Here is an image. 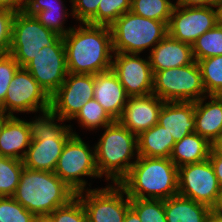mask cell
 Masks as SVG:
<instances>
[{"instance_id":"1","label":"cell","mask_w":222,"mask_h":222,"mask_svg":"<svg viewBox=\"0 0 222 222\" xmlns=\"http://www.w3.org/2000/svg\"><path fill=\"white\" fill-rule=\"evenodd\" d=\"M63 36L68 73L96 75L112 69V35L109 26L88 23Z\"/></svg>"},{"instance_id":"2","label":"cell","mask_w":222,"mask_h":222,"mask_svg":"<svg viewBox=\"0 0 222 222\" xmlns=\"http://www.w3.org/2000/svg\"><path fill=\"white\" fill-rule=\"evenodd\" d=\"M136 157L118 183L129 198L165 200L178 194V167L170 158Z\"/></svg>"},{"instance_id":"3","label":"cell","mask_w":222,"mask_h":222,"mask_svg":"<svg viewBox=\"0 0 222 222\" xmlns=\"http://www.w3.org/2000/svg\"><path fill=\"white\" fill-rule=\"evenodd\" d=\"M75 196L76 192L54 172L24 167L12 197L36 217H44Z\"/></svg>"},{"instance_id":"4","label":"cell","mask_w":222,"mask_h":222,"mask_svg":"<svg viewBox=\"0 0 222 222\" xmlns=\"http://www.w3.org/2000/svg\"><path fill=\"white\" fill-rule=\"evenodd\" d=\"M42 114L32 122L26 121L31 143L22 161L28 169L54 172L66 142L78 134L71 132L70 125H57L55 120H63L51 108Z\"/></svg>"},{"instance_id":"5","label":"cell","mask_w":222,"mask_h":222,"mask_svg":"<svg viewBox=\"0 0 222 222\" xmlns=\"http://www.w3.org/2000/svg\"><path fill=\"white\" fill-rule=\"evenodd\" d=\"M134 150L138 152V137L118 120L105 127V132L94 147L96 166L100 176L105 174L118 184L129 172L135 161Z\"/></svg>"},{"instance_id":"6","label":"cell","mask_w":222,"mask_h":222,"mask_svg":"<svg viewBox=\"0 0 222 222\" xmlns=\"http://www.w3.org/2000/svg\"><path fill=\"white\" fill-rule=\"evenodd\" d=\"M110 30L113 51L117 53L140 54L150 46L153 49L168 34L165 22L138 16L131 11L121 15Z\"/></svg>"},{"instance_id":"7","label":"cell","mask_w":222,"mask_h":222,"mask_svg":"<svg viewBox=\"0 0 222 222\" xmlns=\"http://www.w3.org/2000/svg\"><path fill=\"white\" fill-rule=\"evenodd\" d=\"M152 93L164 102H196L203 95L208 97L197 61L154 72Z\"/></svg>"},{"instance_id":"8","label":"cell","mask_w":222,"mask_h":222,"mask_svg":"<svg viewBox=\"0 0 222 222\" xmlns=\"http://www.w3.org/2000/svg\"><path fill=\"white\" fill-rule=\"evenodd\" d=\"M61 36L46 28L35 16L15 13L12 22L11 44L8 53L25 67L45 46L53 45Z\"/></svg>"},{"instance_id":"9","label":"cell","mask_w":222,"mask_h":222,"mask_svg":"<svg viewBox=\"0 0 222 222\" xmlns=\"http://www.w3.org/2000/svg\"><path fill=\"white\" fill-rule=\"evenodd\" d=\"M78 135H73L65 144L57 161L54 173L76 193L85 190L86 182L81 176L100 177L95 152Z\"/></svg>"},{"instance_id":"10","label":"cell","mask_w":222,"mask_h":222,"mask_svg":"<svg viewBox=\"0 0 222 222\" xmlns=\"http://www.w3.org/2000/svg\"><path fill=\"white\" fill-rule=\"evenodd\" d=\"M50 108V96L25 67H19L10 82L0 111L14 116L13 112H42Z\"/></svg>"},{"instance_id":"11","label":"cell","mask_w":222,"mask_h":222,"mask_svg":"<svg viewBox=\"0 0 222 222\" xmlns=\"http://www.w3.org/2000/svg\"><path fill=\"white\" fill-rule=\"evenodd\" d=\"M220 185L209 159L178 168V194L214 208Z\"/></svg>"},{"instance_id":"12","label":"cell","mask_w":222,"mask_h":222,"mask_svg":"<svg viewBox=\"0 0 222 222\" xmlns=\"http://www.w3.org/2000/svg\"><path fill=\"white\" fill-rule=\"evenodd\" d=\"M25 68L51 97L68 74L63 36L53 45L40 49Z\"/></svg>"},{"instance_id":"13","label":"cell","mask_w":222,"mask_h":222,"mask_svg":"<svg viewBox=\"0 0 222 222\" xmlns=\"http://www.w3.org/2000/svg\"><path fill=\"white\" fill-rule=\"evenodd\" d=\"M102 189H89L85 197L83 191L76 193L85 209L88 222H123L130 208V198L119 185ZM126 195L124 200L123 195Z\"/></svg>"},{"instance_id":"14","label":"cell","mask_w":222,"mask_h":222,"mask_svg":"<svg viewBox=\"0 0 222 222\" xmlns=\"http://www.w3.org/2000/svg\"><path fill=\"white\" fill-rule=\"evenodd\" d=\"M50 97V108L63 120H72L94 96L95 75L68 73Z\"/></svg>"},{"instance_id":"15","label":"cell","mask_w":222,"mask_h":222,"mask_svg":"<svg viewBox=\"0 0 222 222\" xmlns=\"http://www.w3.org/2000/svg\"><path fill=\"white\" fill-rule=\"evenodd\" d=\"M216 25V10L212 6L185 7L176 4L167 28L170 37L192 45L197 38Z\"/></svg>"},{"instance_id":"16","label":"cell","mask_w":222,"mask_h":222,"mask_svg":"<svg viewBox=\"0 0 222 222\" xmlns=\"http://www.w3.org/2000/svg\"><path fill=\"white\" fill-rule=\"evenodd\" d=\"M112 61V70L119 78L126 94L145 96L153 92V72L150 61L135 53H117Z\"/></svg>"},{"instance_id":"17","label":"cell","mask_w":222,"mask_h":222,"mask_svg":"<svg viewBox=\"0 0 222 222\" xmlns=\"http://www.w3.org/2000/svg\"><path fill=\"white\" fill-rule=\"evenodd\" d=\"M164 101L153 93L145 96H132L118 121L136 136L158 123Z\"/></svg>"},{"instance_id":"18","label":"cell","mask_w":222,"mask_h":222,"mask_svg":"<svg viewBox=\"0 0 222 222\" xmlns=\"http://www.w3.org/2000/svg\"><path fill=\"white\" fill-rule=\"evenodd\" d=\"M93 98L114 120H118L123 113L129 96L115 72L110 69L95 75Z\"/></svg>"},{"instance_id":"19","label":"cell","mask_w":222,"mask_h":222,"mask_svg":"<svg viewBox=\"0 0 222 222\" xmlns=\"http://www.w3.org/2000/svg\"><path fill=\"white\" fill-rule=\"evenodd\" d=\"M152 72L193 63L192 45L175 40L168 34L155 45L148 57Z\"/></svg>"},{"instance_id":"20","label":"cell","mask_w":222,"mask_h":222,"mask_svg":"<svg viewBox=\"0 0 222 222\" xmlns=\"http://www.w3.org/2000/svg\"><path fill=\"white\" fill-rule=\"evenodd\" d=\"M195 102H164L158 124L165 127L175 142L195 132Z\"/></svg>"},{"instance_id":"21","label":"cell","mask_w":222,"mask_h":222,"mask_svg":"<svg viewBox=\"0 0 222 222\" xmlns=\"http://www.w3.org/2000/svg\"><path fill=\"white\" fill-rule=\"evenodd\" d=\"M208 97L211 101L204 105V96L195 102V133L213 144L222 136V96Z\"/></svg>"},{"instance_id":"22","label":"cell","mask_w":222,"mask_h":222,"mask_svg":"<svg viewBox=\"0 0 222 222\" xmlns=\"http://www.w3.org/2000/svg\"><path fill=\"white\" fill-rule=\"evenodd\" d=\"M31 139L26 121L11 116L4 124L0 133V155L2 157L23 160ZM22 150V151H21ZM22 153L19 154L18 152Z\"/></svg>"},{"instance_id":"23","label":"cell","mask_w":222,"mask_h":222,"mask_svg":"<svg viewBox=\"0 0 222 222\" xmlns=\"http://www.w3.org/2000/svg\"><path fill=\"white\" fill-rule=\"evenodd\" d=\"M167 222H209L212 208L190 198L174 195L164 200Z\"/></svg>"},{"instance_id":"24","label":"cell","mask_w":222,"mask_h":222,"mask_svg":"<svg viewBox=\"0 0 222 222\" xmlns=\"http://www.w3.org/2000/svg\"><path fill=\"white\" fill-rule=\"evenodd\" d=\"M212 144L198 133H191L174 144L170 159L179 168L199 163L209 158Z\"/></svg>"},{"instance_id":"25","label":"cell","mask_w":222,"mask_h":222,"mask_svg":"<svg viewBox=\"0 0 222 222\" xmlns=\"http://www.w3.org/2000/svg\"><path fill=\"white\" fill-rule=\"evenodd\" d=\"M138 137L137 156L151 158H170L174 144L173 136L165 127L158 123L150 129L142 132Z\"/></svg>"},{"instance_id":"26","label":"cell","mask_w":222,"mask_h":222,"mask_svg":"<svg viewBox=\"0 0 222 222\" xmlns=\"http://www.w3.org/2000/svg\"><path fill=\"white\" fill-rule=\"evenodd\" d=\"M53 0H27L25 13L31 16H35L36 19L43 24L46 28L58 33L60 36L66 35L72 28L64 29L63 21L68 13L65 12L63 2L61 0H54L60 2L58 5H54ZM61 8V9H60ZM58 13V15H56Z\"/></svg>"},{"instance_id":"27","label":"cell","mask_w":222,"mask_h":222,"mask_svg":"<svg viewBox=\"0 0 222 222\" xmlns=\"http://www.w3.org/2000/svg\"><path fill=\"white\" fill-rule=\"evenodd\" d=\"M175 5L170 0H131L130 11L138 16L163 21L168 25Z\"/></svg>"},{"instance_id":"28","label":"cell","mask_w":222,"mask_h":222,"mask_svg":"<svg viewBox=\"0 0 222 222\" xmlns=\"http://www.w3.org/2000/svg\"><path fill=\"white\" fill-rule=\"evenodd\" d=\"M206 94L222 96V55L197 61Z\"/></svg>"},{"instance_id":"29","label":"cell","mask_w":222,"mask_h":222,"mask_svg":"<svg viewBox=\"0 0 222 222\" xmlns=\"http://www.w3.org/2000/svg\"><path fill=\"white\" fill-rule=\"evenodd\" d=\"M194 60L222 55V27L216 25L192 44Z\"/></svg>"},{"instance_id":"30","label":"cell","mask_w":222,"mask_h":222,"mask_svg":"<svg viewBox=\"0 0 222 222\" xmlns=\"http://www.w3.org/2000/svg\"><path fill=\"white\" fill-rule=\"evenodd\" d=\"M23 168L22 160L0 155V197L14 195Z\"/></svg>"},{"instance_id":"31","label":"cell","mask_w":222,"mask_h":222,"mask_svg":"<svg viewBox=\"0 0 222 222\" xmlns=\"http://www.w3.org/2000/svg\"><path fill=\"white\" fill-rule=\"evenodd\" d=\"M76 118H78L82 127L91 130L100 126L105 128L115 121L94 98L83 105L73 119Z\"/></svg>"},{"instance_id":"32","label":"cell","mask_w":222,"mask_h":222,"mask_svg":"<svg viewBox=\"0 0 222 222\" xmlns=\"http://www.w3.org/2000/svg\"><path fill=\"white\" fill-rule=\"evenodd\" d=\"M130 207L138 214L141 222H167L162 199L130 198Z\"/></svg>"},{"instance_id":"33","label":"cell","mask_w":222,"mask_h":222,"mask_svg":"<svg viewBox=\"0 0 222 222\" xmlns=\"http://www.w3.org/2000/svg\"><path fill=\"white\" fill-rule=\"evenodd\" d=\"M130 9L131 0H101L96 13V25L110 27Z\"/></svg>"},{"instance_id":"34","label":"cell","mask_w":222,"mask_h":222,"mask_svg":"<svg viewBox=\"0 0 222 222\" xmlns=\"http://www.w3.org/2000/svg\"><path fill=\"white\" fill-rule=\"evenodd\" d=\"M36 216L12 196L0 197V222H34Z\"/></svg>"},{"instance_id":"35","label":"cell","mask_w":222,"mask_h":222,"mask_svg":"<svg viewBox=\"0 0 222 222\" xmlns=\"http://www.w3.org/2000/svg\"><path fill=\"white\" fill-rule=\"evenodd\" d=\"M48 217L52 222H88L85 209L77 195L66 205L55 209Z\"/></svg>"},{"instance_id":"36","label":"cell","mask_w":222,"mask_h":222,"mask_svg":"<svg viewBox=\"0 0 222 222\" xmlns=\"http://www.w3.org/2000/svg\"><path fill=\"white\" fill-rule=\"evenodd\" d=\"M19 67L10 53L0 55V105L4 102L10 82Z\"/></svg>"},{"instance_id":"37","label":"cell","mask_w":222,"mask_h":222,"mask_svg":"<svg viewBox=\"0 0 222 222\" xmlns=\"http://www.w3.org/2000/svg\"><path fill=\"white\" fill-rule=\"evenodd\" d=\"M72 16L82 24L96 25V13L101 0H71Z\"/></svg>"},{"instance_id":"38","label":"cell","mask_w":222,"mask_h":222,"mask_svg":"<svg viewBox=\"0 0 222 222\" xmlns=\"http://www.w3.org/2000/svg\"><path fill=\"white\" fill-rule=\"evenodd\" d=\"M14 15V11L0 9V55L9 51Z\"/></svg>"},{"instance_id":"39","label":"cell","mask_w":222,"mask_h":222,"mask_svg":"<svg viewBox=\"0 0 222 222\" xmlns=\"http://www.w3.org/2000/svg\"><path fill=\"white\" fill-rule=\"evenodd\" d=\"M0 9H8L15 13L25 12V0H0Z\"/></svg>"},{"instance_id":"40","label":"cell","mask_w":222,"mask_h":222,"mask_svg":"<svg viewBox=\"0 0 222 222\" xmlns=\"http://www.w3.org/2000/svg\"><path fill=\"white\" fill-rule=\"evenodd\" d=\"M208 159L213 166L219 185L222 188V157L219 156L213 149H211Z\"/></svg>"},{"instance_id":"41","label":"cell","mask_w":222,"mask_h":222,"mask_svg":"<svg viewBox=\"0 0 222 222\" xmlns=\"http://www.w3.org/2000/svg\"><path fill=\"white\" fill-rule=\"evenodd\" d=\"M222 0H177L176 4L185 7L217 6Z\"/></svg>"},{"instance_id":"42","label":"cell","mask_w":222,"mask_h":222,"mask_svg":"<svg viewBox=\"0 0 222 222\" xmlns=\"http://www.w3.org/2000/svg\"><path fill=\"white\" fill-rule=\"evenodd\" d=\"M123 222H141L138 214L130 207L124 217Z\"/></svg>"},{"instance_id":"43","label":"cell","mask_w":222,"mask_h":222,"mask_svg":"<svg viewBox=\"0 0 222 222\" xmlns=\"http://www.w3.org/2000/svg\"><path fill=\"white\" fill-rule=\"evenodd\" d=\"M212 149L222 157V136L212 144Z\"/></svg>"},{"instance_id":"44","label":"cell","mask_w":222,"mask_h":222,"mask_svg":"<svg viewBox=\"0 0 222 222\" xmlns=\"http://www.w3.org/2000/svg\"><path fill=\"white\" fill-rule=\"evenodd\" d=\"M215 7H217L216 8L217 25L222 27V1Z\"/></svg>"},{"instance_id":"45","label":"cell","mask_w":222,"mask_h":222,"mask_svg":"<svg viewBox=\"0 0 222 222\" xmlns=\"http://www.w3.org/2000/svg\"><path fill=\"white\" fill-rule=\"evenodd\" d=\"M212 210L219 213V214H222V188H220L217 203Z\"/></svg>"},{"instance_id":"46","label":"cell","mask_w":222,"mask_h":222,"mask_svg":"<svg viewBox=\"0 0 222 222\" xmlns=\"http://www.w3.org/2000/svg\"><path fill=\"white\" fill-rule=\"evenodd\" d=\"M209 222H222V214L212 211Z\"/></svg>"},{"instance_id":"47","label":"cell","mask_w":222,"mask_h":222,"mask_svg":"<svg viewBox=\"0 0 222 222\" xmlns=\"http://www.w3.org/2000/svg\"><path fill=\"white\" fill-rule=\"evenodd\" d=\"M11 116L6 115L4 112L0 111V133L2 131V128L4 127L5 122L10 118Z\"/></svg>"},{"instance_id":"48","label":"cell","mask_w":222,"mask_h":222,"mask_svg":"<svg viewBox=\"0 0 222 222\" xmlns=\"http://www.w3.org/2000/svg\"><path fill=\"white\" fill-rule=\"evenodd\" d=\"M34 222H52L48 216L36 217Z\"/></svg>"}]
</instances>
